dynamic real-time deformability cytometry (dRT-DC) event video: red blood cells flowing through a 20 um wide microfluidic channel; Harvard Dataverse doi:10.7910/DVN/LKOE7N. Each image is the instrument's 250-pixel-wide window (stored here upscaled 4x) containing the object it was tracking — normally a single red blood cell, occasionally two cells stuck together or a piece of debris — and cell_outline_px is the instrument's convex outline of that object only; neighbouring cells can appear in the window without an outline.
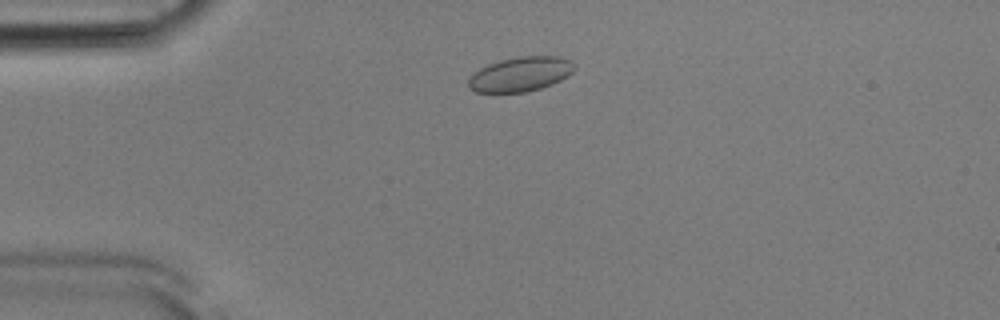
{"species": "Egyptian fruit bat (a non-hibernating species)", "species_latin": "Rousettus aegyptiacus", "temperature_condition": "room temperature", "stored_images_in_passage": 47, "camera_frame_rate_fps": 3000, "um_per_image_px": 0.085, "animal": {"sex": "male"}, "frame": {"image": 1, "passage_image": 7, "time_ms": 2.0, "image_size_px": [1000, 320], "cell_outline_px": [[576, 68], [568, 76], [552, 84], [540, 88], [524, 92], [476, 92], [468, 88], [468, 80], [480, 68], [488, 64], [500, 60], [516, 56], [560, 56], [572, 60], [576, 64]], "centroid_in_image_um": [44.28, 6.29], "position_along_channel_um": 40.7, "area_um2": 21.44}}
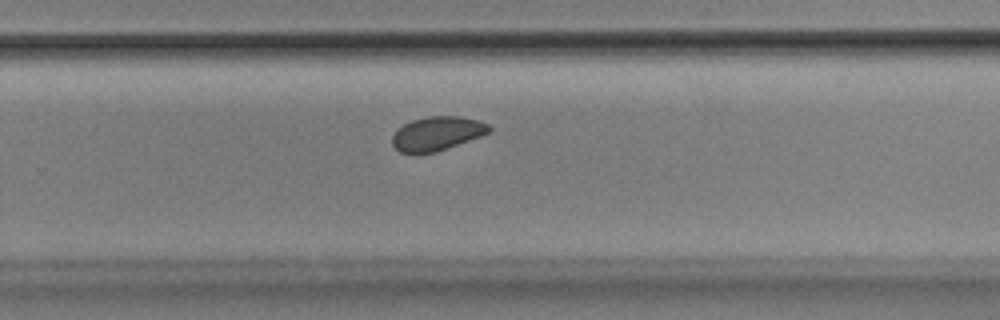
{"frame": {"image": 2, "passage_image": 29, "time_ms": 9.333, "image_size_px": [1000, 320], "cell_outline_px": [[492, 128], [488, 132], [480, 136], [436, 152], [400, 152], [392, 144], [392, 136], [396, 128], [412, 120], [428, 116], [460, 116], [480, 120], [488, 124]], "centroid_in_image_um": [37.14, 11.32], "position_along_channel_um": 292.7, "area_um2": 19.02}}
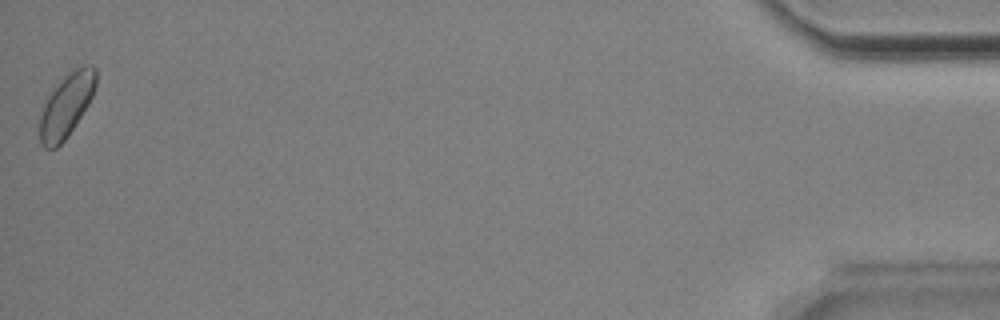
{"frame": {"image": 3, "passage_image": 47, "time_ms": 15.333, "image_size_px": [1000, 320], "cell_outline_px": [[96, 84], [92, 96], [88, 104], [64, 140], [56, 148], [44, 148], [40, 144], [40, 116], [44, 104], [60, 80], [64, 76], [76, 68], [84, 64], [92, 64], [96, 68]], "centroid_in_image_um": [5.65, 8.93], "position_along_channel_um": 429.5, "area_um2": 20.29}, "authors_computed_cell_mechanics": {"area_um2": 19.7676, "velocity_mm_per_s": 3.8413, "shape_relaxation_time_tau1_ms": 2.5604, "shape_relaxation_time_tau2_ms": 6.0252, "deformation_change_tau1": 0.032, "deformation_change_tau2": 0.0706}}